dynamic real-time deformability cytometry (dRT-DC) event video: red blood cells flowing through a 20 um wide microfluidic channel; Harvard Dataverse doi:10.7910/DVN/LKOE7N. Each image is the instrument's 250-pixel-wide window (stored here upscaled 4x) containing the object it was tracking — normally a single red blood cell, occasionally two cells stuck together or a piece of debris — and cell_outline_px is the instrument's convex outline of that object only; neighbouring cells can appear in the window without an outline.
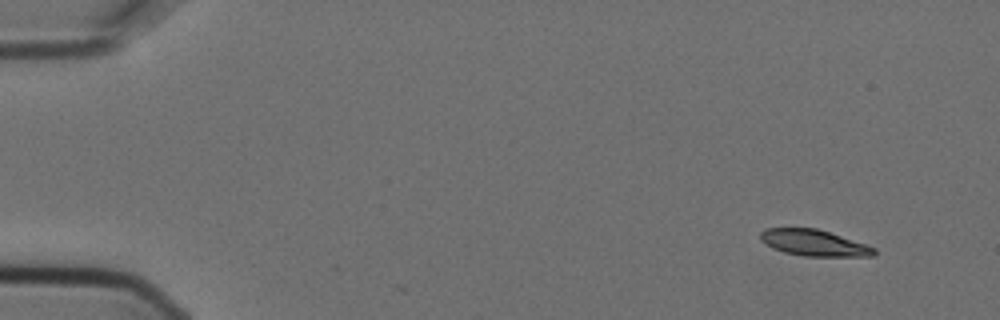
{"species": "Egyptian fruit bat (a non-hibernating species)", "species_latin": "Rousettus aegyptiacus", "temperature_condition": "cold", "stored_images_in_passage": 2, "camera_frame_rate_fps": 3000, "um_per_image_px": 0.085, "animal": {"sex": "female"}, "frame": {"image": 1, "passage_image": 2, "time_ms": 0.333, "image_size_px": [1000, 320], "cell_outline_px": [[876, 256], [804, 256], [784, 252], [772, 248], [760, 240], [760, 232], [764, 228], [816, 228], [876, 248]], "centroid_in_image_um": [69.15, 20.64], "position_along_channel_um": 15.9, "area_um2": 17.22}}